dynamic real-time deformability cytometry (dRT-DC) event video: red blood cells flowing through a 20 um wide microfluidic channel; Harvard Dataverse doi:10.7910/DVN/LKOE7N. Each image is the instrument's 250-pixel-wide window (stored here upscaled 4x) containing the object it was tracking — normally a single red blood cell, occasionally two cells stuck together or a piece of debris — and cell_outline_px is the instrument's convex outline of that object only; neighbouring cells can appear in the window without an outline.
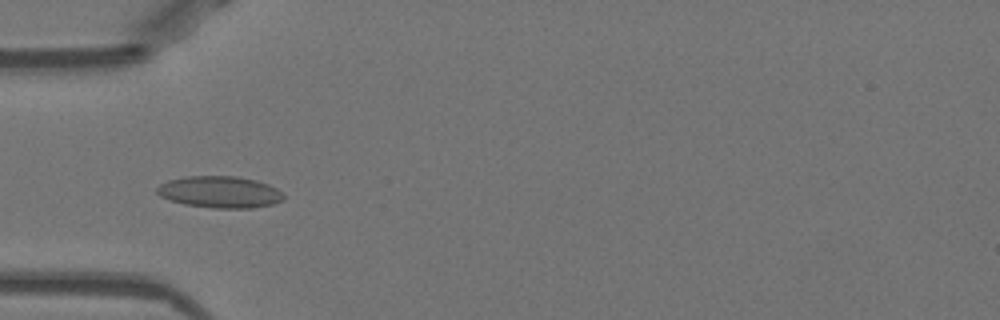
{"species": "Egyptian fruit bat (a non-hibernating species)", "species_latin": "Rousettus aegyptiacus", "temperature_condition": "warm", "stored_images_in_passage": 52, "camera_frame_rate_fps": 3000, "um_per_image_px": 0.085, "animal": {"sex": "female"}, "frame": {"image": 1, "passage_image": 17, "time_ms": 5.333, "image_size_px": [1000, 320], "cell_outline_px": [[284, 200], [272, 204], [252, 208], [216, 208], [184, 204], [168, 200], [160, 196], [156, 192], [156, 188], [160, 184], [168, 180], [184, 176], [236, 176], [256, 180], [268, 184], [284, 192]], "centroid_in_image_um": [18.68, 16.32], "position_along_channel_um": 66.3, "area_um2": 23.58}}
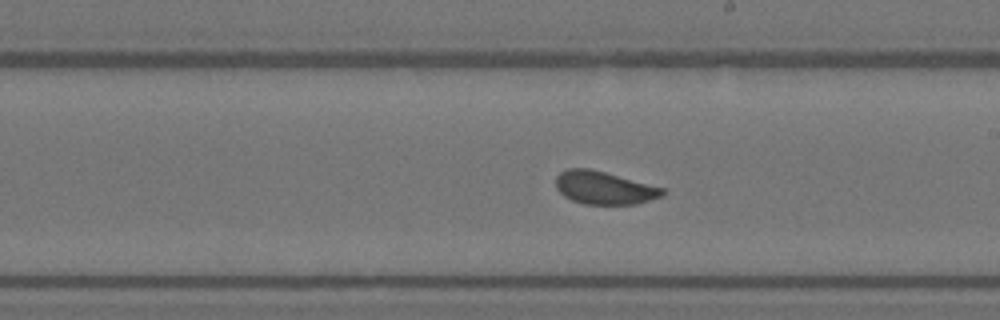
{"frame": {"image": 2, "passage_image": 30, "time_ms": 9.667, "image_size_px": [1000, 320], "cell_outline_px": [[664, 196], [636, 204], [584, 204], [572, 200], [564, 196], [556, 188], [556, 176], [560, 172], [568, 168], [588, 168], [604, 172], [664, 188]], "centroid_in_image_um": [51.34, 15.97], "position_along_channel_um": 237.7, "area_um2": 20.35}}
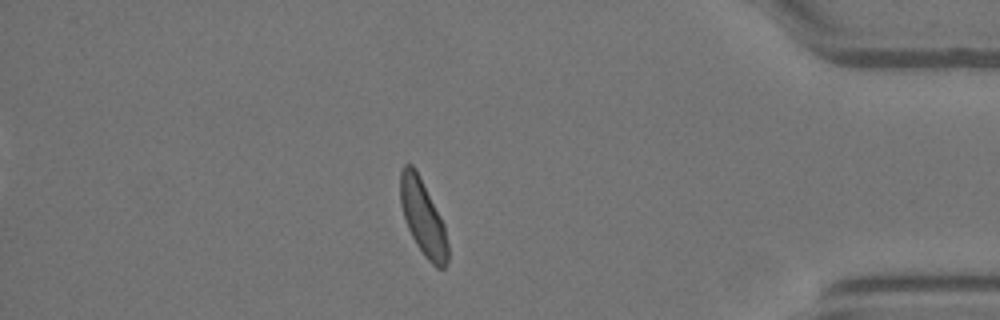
{"frame": {"image": 3, "passage_image": 45, "time_ms": 14.667, "image_size_px": [1000, 320], "cell_outline_px": [[448, 260], [444, 268], [436, 268], [424, 256], [416, 244], [408, 228], [400, 204], [400, 172], [404, 164], [412, 164], [440, 216], [444, 224], [448, 244]], "centroid_in_image_um": [35.95, 18.54], "position_along_channel_um": 399.3, "area_um2": 20.52}, "authors_computed_cell_mechanics": {"area_um2": 21.0392, "velocity_mm_per_s": 3.9595, "shape_relaxation_time_tau1_ms": 3.7596, "shape_relaxation_time_tau2_ms": 1.0747, "deformation_change_tau1": 0.095, "deformation_change_tau2": 0.064}}